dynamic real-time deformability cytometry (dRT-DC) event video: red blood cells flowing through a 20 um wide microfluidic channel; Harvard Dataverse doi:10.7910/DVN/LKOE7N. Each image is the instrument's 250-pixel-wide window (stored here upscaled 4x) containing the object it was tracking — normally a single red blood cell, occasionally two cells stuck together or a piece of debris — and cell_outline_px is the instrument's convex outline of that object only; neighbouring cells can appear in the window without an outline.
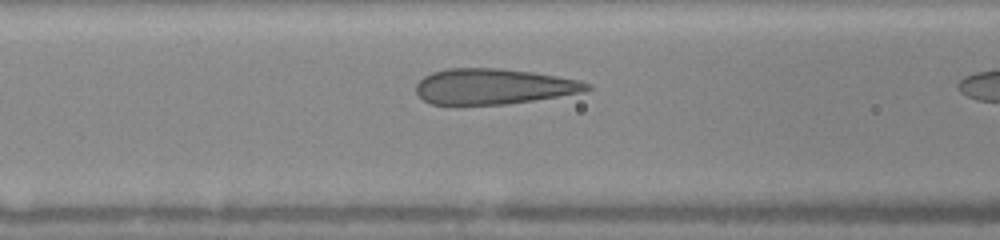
{"species": "human", "species_latin": "Homo sapiens", "temperature_condition": "warm", "stored_images_in_passage": 6, "camera_frame_rate_fps": 3000, "um_per_image_px": 0.085, "donor": {"sex": "female"}, "frame": {"image": 1, "passage_image": 5, "time_ms": 1.333, "image_size_px": [1000, 240], "cell_outline_px": [[592, 88], [584, 92], [508, 104], [432, 104], [424, 100], [416, 92], [416, 84], [424, 76], [432, 72], [448, 68], [496, 68], [532, 72], [580, 80], [592, 84]], "centroid_in_image_um": [41.97, 7.34], "position_along_channel_um": 124.6, "area_um2": 35.32}}